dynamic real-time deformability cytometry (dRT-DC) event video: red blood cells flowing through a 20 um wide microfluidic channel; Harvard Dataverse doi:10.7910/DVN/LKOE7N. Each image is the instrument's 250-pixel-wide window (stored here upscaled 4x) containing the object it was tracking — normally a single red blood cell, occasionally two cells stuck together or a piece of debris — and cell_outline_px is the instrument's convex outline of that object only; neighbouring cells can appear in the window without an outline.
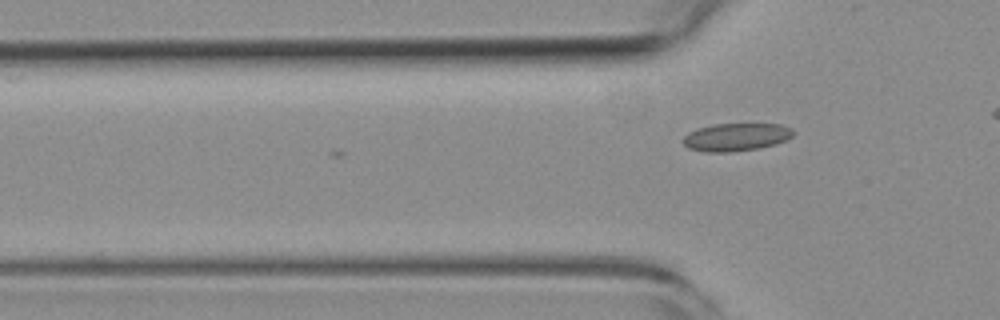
{"species": "common noctule bat (a hibernating species)", "species_latin": "Nyctalus noctula", "temperature_condition": "room temperature", "stored_images_in_passage": 6, "camera_frame_rate_fps": 3000, "um_per_image_px": 0.085, "animal": {"sex": "female", "body_mass_g": 19.3, "forearm_length_mm": 54.1}, "frame": {"image": 1, "passage_image": 4, "time_ms": 3.333, "image_size_px": [1000, 320], "cell_outline_px": [[796, 132], [792, 136], [776, 144], [760, 148], [732, 152], [704, 152], [688, 148], [680, 140], [688, 132], [696, 128], [712, 124], [780, 124], [792, 128]], "centroid_in_image_um": [62.54, 11.65], "position_along_channel_um": 63.3, "area_um2": 18.15}}